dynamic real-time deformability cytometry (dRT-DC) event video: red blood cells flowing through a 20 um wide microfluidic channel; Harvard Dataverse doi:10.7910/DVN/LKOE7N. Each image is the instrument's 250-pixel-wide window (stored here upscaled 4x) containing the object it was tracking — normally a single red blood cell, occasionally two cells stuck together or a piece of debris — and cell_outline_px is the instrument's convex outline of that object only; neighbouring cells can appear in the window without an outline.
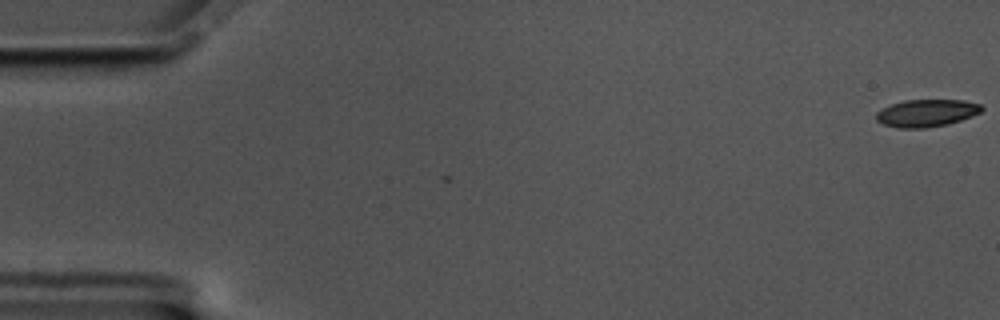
{"species": "common noctule bat (a hibernating species)", "species_latin": "Nyctalus noctula", "temperature_condition": "cold", "stored_images_in_passage": 3, "camera_frame_rate_fps": 3000, "um_per_image_px": 0.085, "animal": {"sex": "male", "body_mass_g": 17.5, "forearm_length_mm": 52.3}, "frame": {"image": 1, "passage_image": 3, "time_ms": 0.667, "image_size_px": [1000, 320], "cell_outline_px": [[984, 108], [980, 112], [972, 116], [948, 124], [928, 128], [900, 128], [884, 124], [876, 120], [876, 112], [880, 108], [904, 100], [964, 100], [980, 104]], "centroid_in_image_um": [78.75, 9.61], "position_along_channel_um": 6.3, "area_um2": 16.88}}